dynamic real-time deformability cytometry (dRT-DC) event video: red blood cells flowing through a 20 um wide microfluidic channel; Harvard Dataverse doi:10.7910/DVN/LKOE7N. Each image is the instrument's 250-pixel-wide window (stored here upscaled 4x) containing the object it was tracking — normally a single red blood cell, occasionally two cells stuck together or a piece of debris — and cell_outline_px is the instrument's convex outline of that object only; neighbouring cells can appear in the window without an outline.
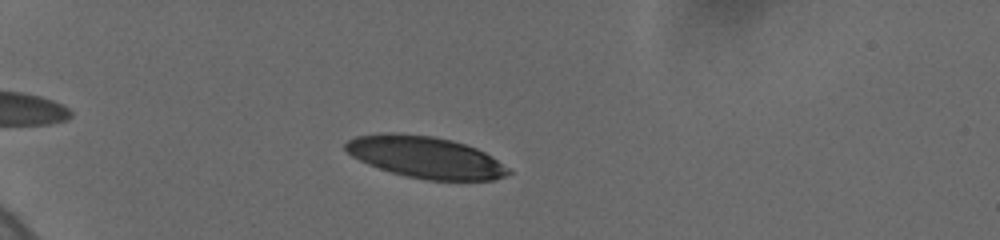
{"species": "human", "species_latin": "Homo sapiens", "temperature_condition": "cold", "stored_images_in_passage": 29, "camera_frame_rate_fps": 3000, "um_per_image_px": 0.085, "donor": {"sex": "female"}, "frame": {"image": 1, "passage_image": 6, "time_ms": 3.0, "image_size_px": [1000, 240], "cell_outline_px": [[512, 172], [504, 176], [492, 180], [428, 180], [404, 176], [368, 164], [352, 156], [344, 148], [344, 144], [348, 140], [356, 136], [380, 132], [396, 132], [432, 136], [452, 140], [476, 148], [492, 156], [508, 168]], "centroid_in_image_um": [36.13, 13.35], "position_along_channel_um": 48.9, "area_um2": 39.54}}
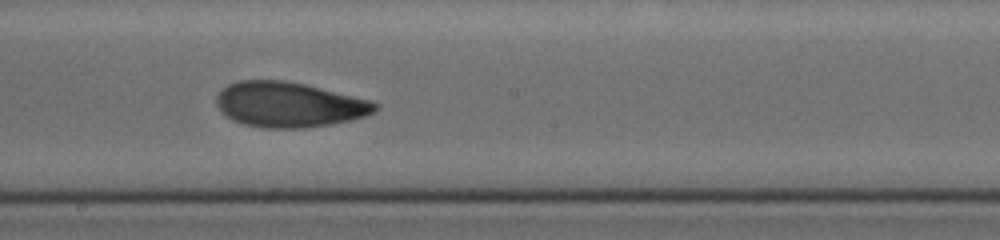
{"frame": {"image": 2, "passage_image": 17, "time_ms": 9.0, "image_size_px": [1000, 240], "cell_outline_px": [[380, 104], [372, 112], [364, 116], [348, 120], [328, 124], [304, 128], [264, 128], [244, 124], [232, 120], [224, 116], [220, 112], [216, 104], [216, 96], [228, 84], [240, 80], [284, 80], [304, 84], [372, 100]], "centroid_in_image_um": [24.52, 8.89], "position_along_channel_um": 223.7, "area_um2": 41.67}}
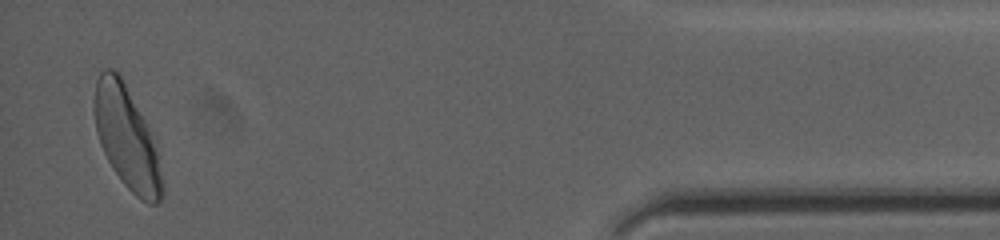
{"frame": {"image": 3, "passage_image": 29, "time_ms": 16.0, "image_size_px": [1000, 240], "cell_outline_px": [[164, 188], [160, 200], [156, 204], [148, 204], [140, 200], [124, 184], [112, 168], [100, 144], [96, 132], [92, 108], [92, 100], [96, 80], [100, 72], [104, 68], [112, 68], [120, 72], [156, 136], [164, 184]], "centroid_in_image_um": [10.8, 11.65], "position_along_channel_um": 424.4, "area_um2": 42.25}, "authors_computed_cell_mechanics": {"area_um2": 40.5178, "velocity_mm_per_s": 3.6736, "shape_relaxation_time_tau1_ms": 4.3227, "shape_relaxation_time_tau2_ms": 1.7713, "deformation_change_tau1": 0.1415, "deformation_change_tau2": 0.0795}}